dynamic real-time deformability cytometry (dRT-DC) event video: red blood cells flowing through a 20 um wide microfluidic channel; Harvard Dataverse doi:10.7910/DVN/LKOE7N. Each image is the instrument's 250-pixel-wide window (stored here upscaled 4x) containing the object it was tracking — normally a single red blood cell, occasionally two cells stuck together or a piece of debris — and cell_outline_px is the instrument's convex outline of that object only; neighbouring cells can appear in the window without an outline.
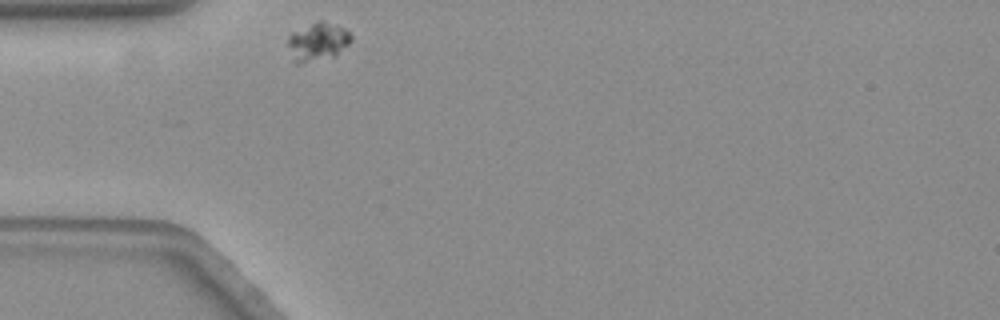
{"species": "common noctule bat (a hibernating species)", "species_latin": "Nyctalus noctula", "temperature_condition": "warm", "stored_images_in_passage": 32, "camera_frame_rate_fps": 3000, "um_per_image_px": 0.085, "animal": {"sex": "female", "body_mass_g": 19.3, "forearm_length_mm": 54.1}, "frame": {"image": 1, "passage_image": 1, "time_ms": 0.0, "image_size_px": [1000, 320], "cell_outline_px": [[352, 40], [336, 56], [300, 64], [292, 64], [288, 44], [288, 36], [292, 32], [320, 20], [324, 20], [344, 28], [352, 36]], "centroid_in_image_um": [26.98, 3.57], "position_along_channel_um": 58.0, "area_um2": 14.28}}
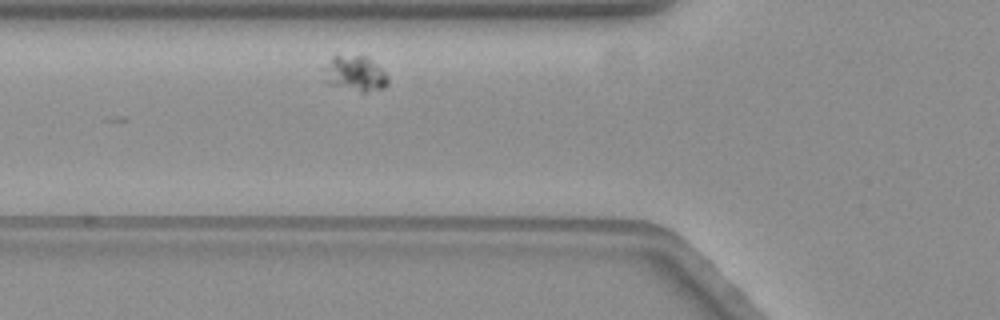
{"frame": {"image": 2, "passage_image": 5, "time_ms": 1.333, "image_size_px": [1000, 320], "cell_outline_px": [[388, 84], [384, 88], [364, 92], [360, 92], [328, 84], [324, 80], [320, 68], [332, 56], [368, 56], [388, 76]], "centroid_in_image_um": [30.11, 6.25], "position_along_channel_um": 95.7, "area_um2": 13.53}}